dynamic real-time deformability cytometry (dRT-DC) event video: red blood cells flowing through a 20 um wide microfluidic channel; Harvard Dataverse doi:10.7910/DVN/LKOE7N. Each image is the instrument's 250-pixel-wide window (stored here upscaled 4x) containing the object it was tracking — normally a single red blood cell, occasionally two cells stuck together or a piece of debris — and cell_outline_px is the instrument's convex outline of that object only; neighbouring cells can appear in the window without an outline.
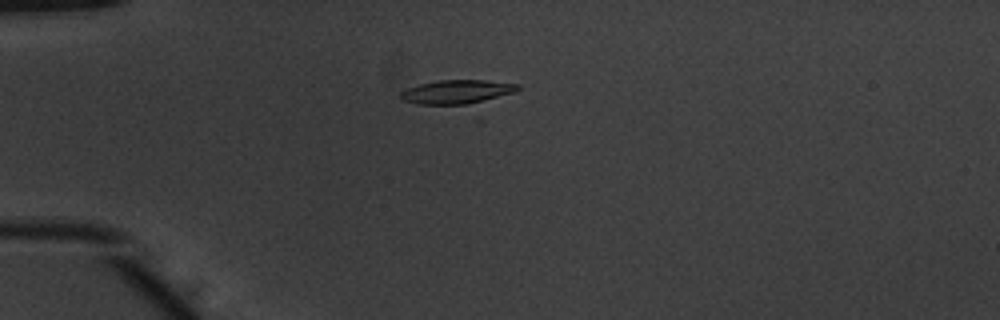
{"species": "common noctule bat (a hibernating species)", "species_latin": "Nyctalus noctula", "temperature_condition": "warm", "stored_images_in_passage": 41, "camera_frame_rate_fps": 3000, "um_per_image_px": 0.085, "animal": {"sex": "male", "body_mass_g": 20.1, "forearm_length_mm": 53.5}, "frame": {"image": 1, "passage_image": 3, "time_ms": 0.667, "image_size_px": [1000, 320], "cell_outline_px": [[520, 88], [516, 92], [476, 104], [416, 104], [400, 100], [400, 92], [408, 88], [420, 84], [440, 80], [484, 80], [520, 84]], "centroid_in_image_um": [38.88, 7.81], "position_along_channel_um": 46.1, "area_um2": 16.53}}
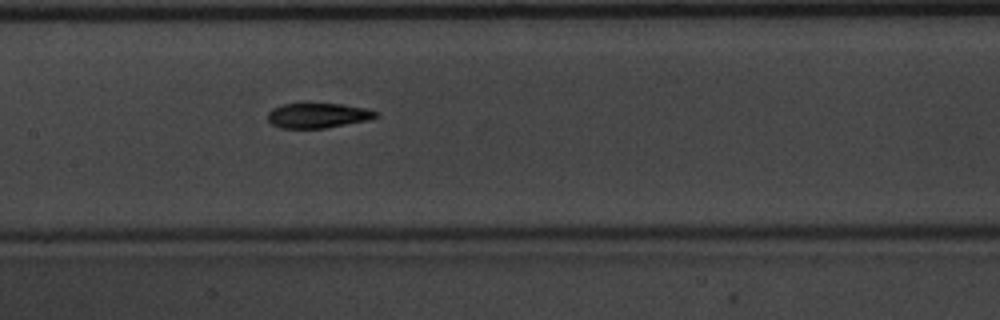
{"frame": {"image": 2, "passage_image": 15, "time_ms": 4.667, "image_size_px": [1000, 320], "cell_outline_px": [[380, 116], [368, 120], [324, 128], [280, 128], [272, 124], [268, 120], [268, 112], [272, 108], [284, 104], [344, 104], [368, 108], [380, 112]], "centroid_in_image_um": [27.07, 9.81], "position_along_channel_um": 180.3, "area_um2": 15.78}}
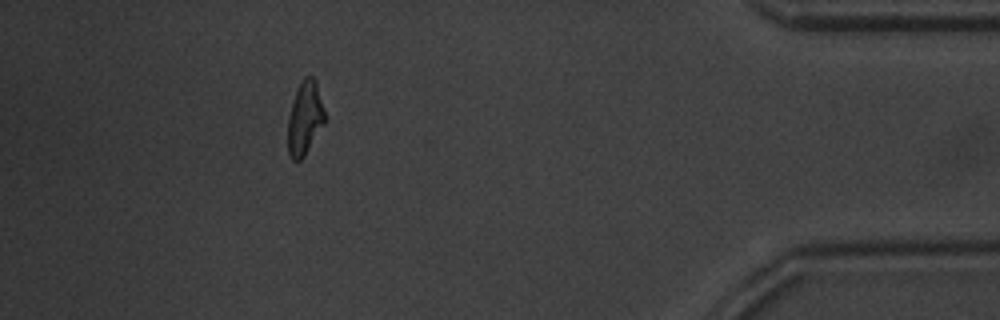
{"frame": {"image": 3, "passage_image": 36, "time_ms": 11.667, "image_size_px": [1000, 320], "cell_outline_px": [[324, 124], [304, 156], [300, 160], [292, 160], [288, 156], [288, 116], [292, 100], [304, 76], [312, 76], [316, 80], [324, 112]], "centroid_in_image_um": [25.89, 10.06], "position_along_channel_um": 409.3, "area_um2": 15.66}, "authors_computed_cell_mechanics": {"area_um2": 16.3574, "velocity_mm_per_s": 3.9353, "shape_relaxation_time_tau1_ms": 2.8615, "shape_relaxation_time_tau2_ms": 3.1972, "deformation_change_tau1": 0.1765, "deformation_change_tau2": 0.0896}}